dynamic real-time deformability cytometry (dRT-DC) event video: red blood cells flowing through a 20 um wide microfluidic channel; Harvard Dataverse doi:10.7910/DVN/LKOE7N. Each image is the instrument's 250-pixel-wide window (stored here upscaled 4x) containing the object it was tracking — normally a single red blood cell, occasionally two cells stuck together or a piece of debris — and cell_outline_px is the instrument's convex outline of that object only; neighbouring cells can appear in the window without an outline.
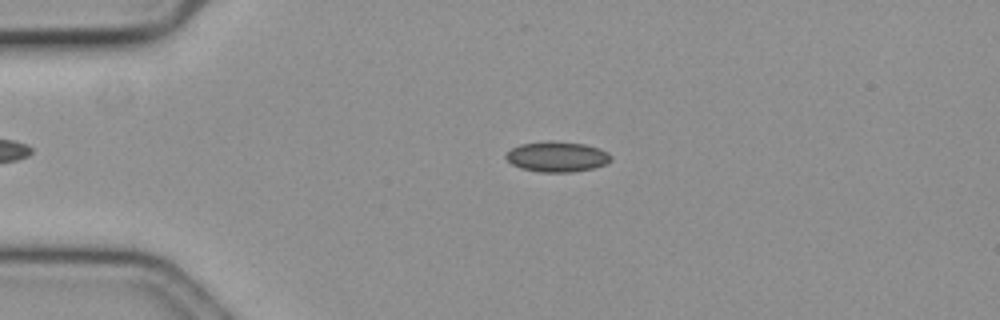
{"species": "common noctule bat (a hibernating species)", "species_latin": "Nyctalus noctula", "temperature_condition": "cold", "stored_images_in_passage": 48, "camera_frame_rate_fps": 3000, "um_per_image_px": 0.085, "animal": {"sex": "female", "body_mass_g": 19.3, "forearm_length_mm": 54.1}, "frame": {"image": 1, "passage_image": 3, "time_ms": 0.667, "image_size_px": [1000, 320], "cell_outline_px": [[612, 160], [604, 164], [592, 168], [572, 172], [540, 172], [520, 168], [512, 164], [504, 156], [512, 148], [520, 144], [548, 140], [552, 140], [584, 144], [600, 148], [608, 152], [612, 156]], "centroid_in_image_um": [47.35, 13.31], "position_along_channel_um": 37.6, "area_um2": 18.67}}
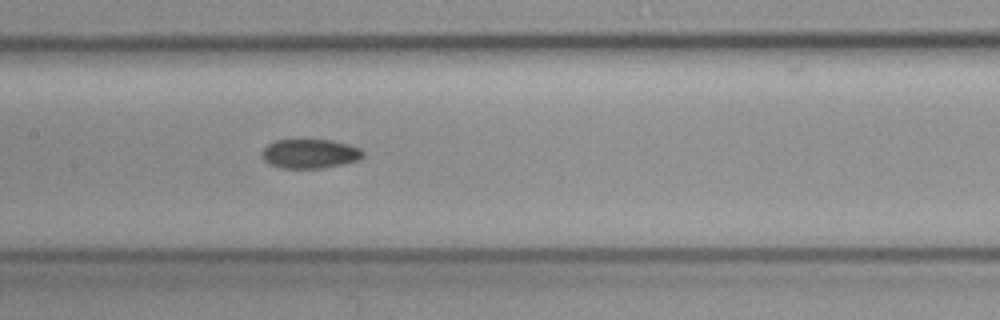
{"frame": {"image": 2, "passage_image": 18, "time_ms": 5.667, "image_size_px": [1000, 320], "cell_outline_px": [[364, 156], [360, 160], [324, 168], [280, 168], [268, 164], [260, 156], [260, 152], [268, 144], [276, 140], [332, 140], [348, 144], [360, 148], [364, 152]], "centroid_in_image_um": [26.33, 13.07], "position_along_channel_um": 181.1, "area_um2": 17.46}}
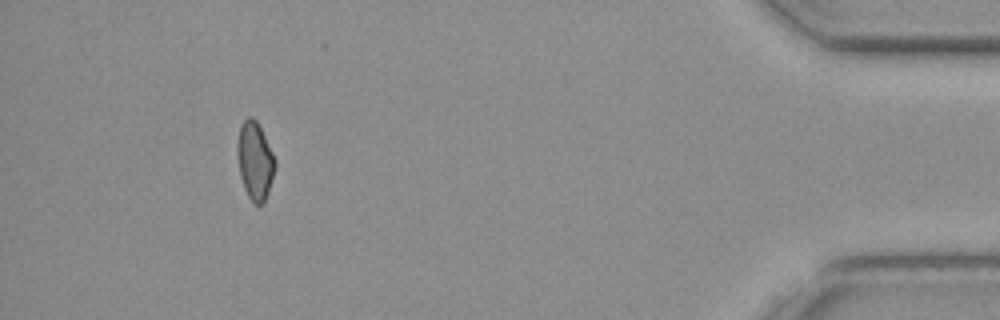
{"frame": {"image": 3, "passage_image": 43, "time_ms": 14.0, "image_size_px": [1000, 320], "cell_outline_px": [[276, 168], [268, 192], [264, 200], [260, 204], [256, 204], [248, 196], [244, 188], [240, 176], [240, 124], [248, 116], [252, 116], [256, 120], [276, 160]], "centroid_in_image_um": [21.72, 13.68], "position_along_channel_um": 413.5, "area_um2": 16.24}, "authors_computed_cell_mechanics": {"area_um2": 17.5134, "velocity_mm_per_s": 3.5894, "shape_relaxation_time_tau1_ms": null, "shape_relaxation_time_tau2_ms": 8.7194, "deformation_change_tau1": null, "deformation_change_tau2": 0.1053}}